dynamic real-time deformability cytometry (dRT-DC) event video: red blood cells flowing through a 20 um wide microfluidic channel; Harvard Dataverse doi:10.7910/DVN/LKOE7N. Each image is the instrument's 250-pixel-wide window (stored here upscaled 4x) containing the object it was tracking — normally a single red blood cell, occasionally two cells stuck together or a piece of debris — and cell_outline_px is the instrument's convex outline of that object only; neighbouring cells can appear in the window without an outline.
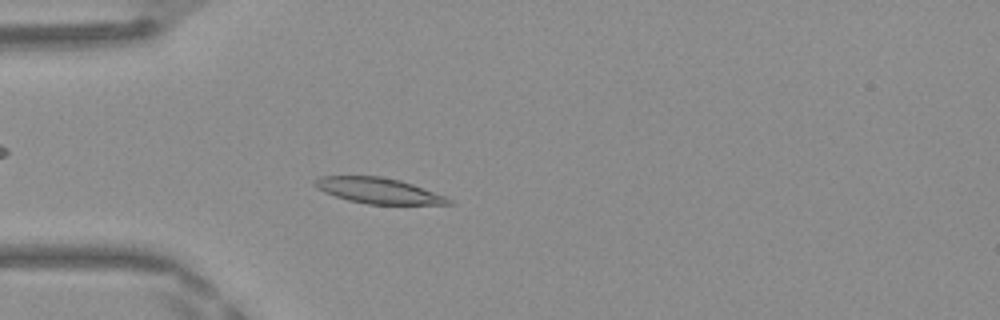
{"species": "Egyptian fruit bat (a non-hibernating species)", "species_latin": "Rousettus aegyptiacus", "temperature_condition": "warm", "stored_images_in_passage": 39, "camera_frame_rate_fps": 3000, "um_per_image_px": 0.085, "frame": {"image": 1, "passage_image": 4, "time_ms": 1.0, "image_size_px": [1000, 320], "cell_outline_px": [[456, 204], [368, 204], [348, 200], [324, 192], [316, 188], [312, 184], [312, 180], [320, 176], [380, 176], [400, 180], [412, 184], [444, 196], [452, 200]], "centroid_in_image_um": [32.11, 16.2], "position_along_channel_um": 52.9, "area_um2": 19.94}}
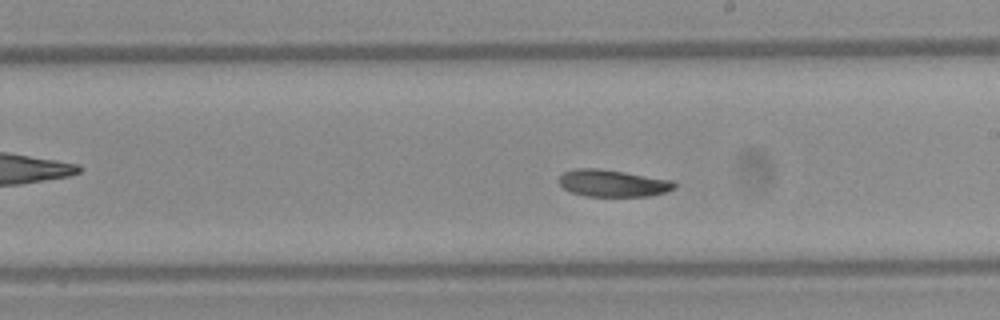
{"frame": {"image": 2, "passage_image": 18, "time_ms": 5.667, "image_size_px": [1000, 320], "cell_outline_px": [[676, 188], [668, 192], [648, 196], [584, 196], [572, 192], [564, 188], [556, 180], [564, 172], [576, 168], [596, 168], [624, 172], [676, 180]], "centroid_in_image_um": [52.13, 15.57], "position_along_channel_um": 236.9, "area_um2": 18.38}}
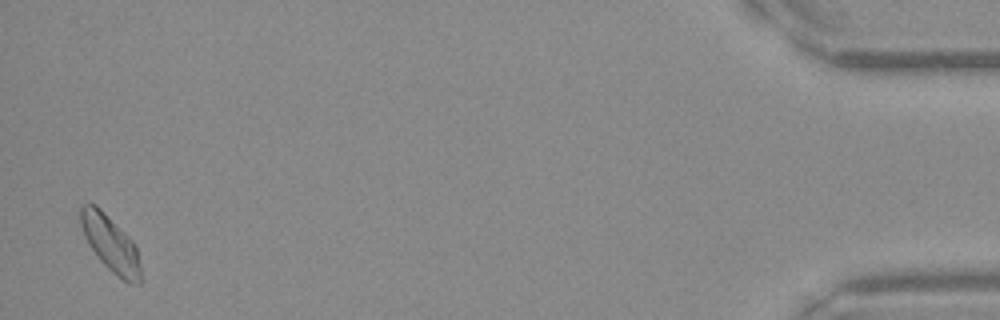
{"frame": {"image": 3, "passage_image": 38, "time_ms": 12.333, "image_size_px": [1000, 320], "cell_outline_px": [[144, 280], [140, 284], [128, 284], [112, 272], [100, 260], [88, 244], [84, 236], [80, 224], [80, 204], [96, 204], [132, 240], [136, 248]], "centroid_in_image_um": [9.41, 20.75], "position_along_channel_um": 425.8, "area_um2": 19.77}}